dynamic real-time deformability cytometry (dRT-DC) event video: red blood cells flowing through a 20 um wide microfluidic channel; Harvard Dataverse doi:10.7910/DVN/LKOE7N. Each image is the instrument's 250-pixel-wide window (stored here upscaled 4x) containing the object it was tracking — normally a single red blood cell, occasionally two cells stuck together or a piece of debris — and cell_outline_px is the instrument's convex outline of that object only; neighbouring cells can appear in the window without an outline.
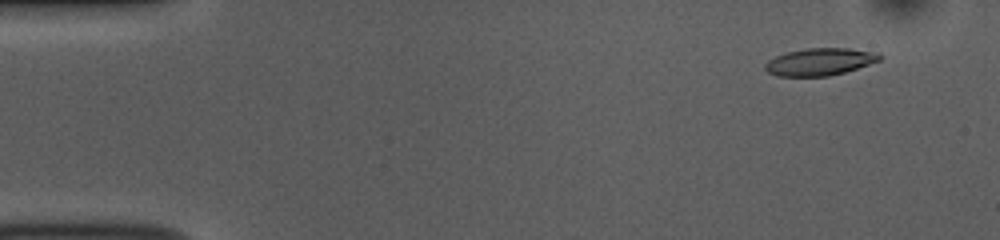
{"species": "common noctule bat (a hibernating species)", "species_latin": "Nyctalus noctula", "temperature_condition": "room temperature", "stored_images_in_passage": 53, "segment_of_instrument_passage": [1, 2], "camera_frame_rate_fps": 3000, "um_per_image_px": 0.085, "animal": {"sex": "female", "body_mass_g": 10.0, "forearm_length_mm": 53.1}, "frame": {"image": 1, "passage_image": 4, "time_ms": 1.0, "image_size_px": [1000, 240], "cell_outline_px": [[880, 60], [844, 72], [828, 76], [776, 76], [768, 72], [764, 68], [764, 64], [768, 60], [784, 52], [808, 48], [848, 48], [880, 52]], "centroid_in_image_um": [69.65, 5.24], "position_along_channel_um": 15.3, "area_um2": 18.21}}
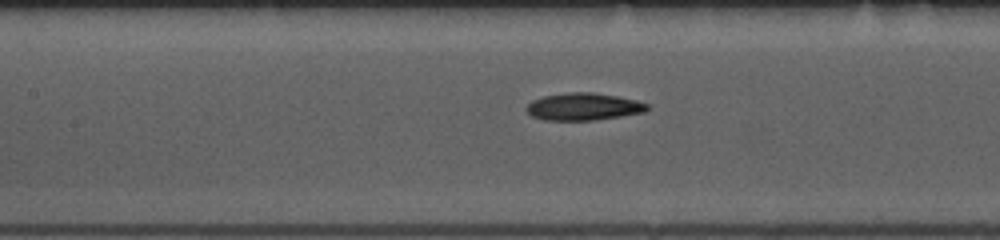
{"frame": {"image": 2, "passage_image": 23, "time_ms": 7.333, "image_size_px": [1000, 240], "cell_outline_px": [[652, 108], [644, 112], [596, 120], [544, 120], [532, 116], [524, 108], [532, 100], [544, 96], [568, 92], [592, 92], [616, 96], [636, 100], [648, 104]], "centroid_in_image_um": [49.6, 9.06], "position_along_channel_um": 157.8, "area_um2": 19.25}}
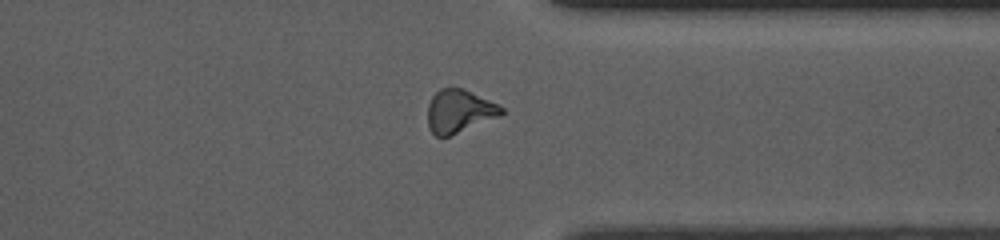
{"frame": {"image": 3, "passage_image": 40, "time_ms": 13.0, "image_size_px": [1000, 240], "cell_outline_px": [[504, 112], [500, 116], [448, 136], [436, 136], [428, 128], [428, 104], [432, 96], [440, 88], [464, 88], [504, 108]], "centroid_in_image_um": [39.01, 9.44], "position_along_channel_um": 372.4, "area_um2": 18.26}}